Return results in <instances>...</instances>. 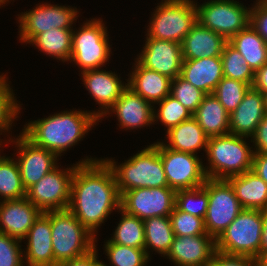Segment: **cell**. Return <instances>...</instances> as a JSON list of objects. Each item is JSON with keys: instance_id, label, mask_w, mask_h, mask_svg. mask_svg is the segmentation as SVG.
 I'll return each mask as SVG.
<instances>
[{"instance_id": "29", "label": "cell", "mask_w": 267, "mask_h": 266, "mask_svg": "<svg viewBox=\"0 0 267 266\" xmlns=\"http://www.w3.org/2000/svg\"><path fill=\"white\" fill-rule=\"evenodd\" d=\"M228 43L240 52L254 72L267 63V44L250 24Z\"/></svg>"}, {"instance_id": "44", "label": "cell", "mask_w": 267, "mask_h": 266, "mask_svg": "<svg viewBox=\"0 0 267 266\" xmlns=\"http://www.w3.org/2000/svg\"><path fill=\"white\" fill-rule=\"evenodd\" d=\"M250 25L267 44V7L259 1L250 9Z\"/></svg>"}, {"instance_id": "3", "label": "cell", "mask_w": 267, "mask_h": 266, "mask_svg": "<svg viewBox=\"0 0 267 266\" xmlns=\"http://www.w3.org/2000/svg\"><path fill=\"white\" fill-rule=\"evenodd\" d=\"M235 134L212 136L207 141V158L210 166L204 167L207 178L227 180L252 169L254 151Z\"/></svg>"}, {"instance_id": "6", "label": "cell", "mask_w": 267, "mask_h": 266, "mask_svg": "<svg viewBox=\"0 0 267 266\" xmlns=\"http://www.w3.org/2000/svg\"><path fill=\"white\" fill-rule=\"evenodd\" d=\"M263 223V211L243 209L215 240L216 250L256 260L261 254Z\"/></svg>"}, {"instance_id": "24", "label": "cell", "mask_w": 267, "mask_h": 266, "mask_svg": "<svg viewBox=\"0 0 267 266\" xmlns=\"http://www.w3.org/2000/svg\"><path fill=\"white\" fill-rule=\"evenodd\" d=\"M180 76L205 94H213L224 77L221 56L183 60Z\"/></svg>"}, {"instance_id": "52", "label": "cell", "mask_w": 267, "mask_h": 266, "mask_svg": "<svg viewBox=\"0 0 267 266\" xmlns=\"http://www.w3.org/2000/svg\"><path fill=\"white\" fill-rule=\"evenodd\" d=\"M264 99H265V110L267 114V93L264 94Z\"/></svg>"}, {"instance_id": "47", "label": "cell", "mask_w": 267, "mask_h": 266, "mask_svg": "<svg viewBox=\"0 0 267 266\" xmlns=\"http://www.w3.org/2000/svg\"><path fill=\"white\" fill-rule=\"evenodd\" d=\"M252 87L260 91L263 95L267 93V63L255 72Z\"/></svg>"}, {"instance_id": "8", "label": "cell", "mask_w": 267, "mask_h": 266, "mask_svg": "<svg viewBox=\"0 0 267 266\" xmlns=\"http://www.w3.org/2000/svg\"><path fill=\"white\" fill-rule=\"evenodd\" d=\"M101 19L85 22L72 33V52L70 60L74 61L81 72L89 69H100L110 56V45L107 29Z\"/></svg>"}, {"instance_id": "42", "label": "cell", "mask_w": 267, "mask_h": 266, "mask_svg": "<svg viewBox=\"0 0 267 266\" xmlns=\"http://www.w3.org/2000/svg\"><path fill=\"white\" fill-rule=\"evenodd\" d=\"M21 241L0 232V266H24Z\"/></svg>"}, {"instance_id": "26", "label": "cell", "mask_w": 267, "mask_h": 266, "mask_svg": "<svg viewBox=\"0 0 267 266\" xmlns=\"http://www.w3.org/2000/svg\"><path fill=\"white\" fill-rule=\"evenodd\" d=\"M227 181L244 209H267V183L252 170L229 177Z\"/></svg>"}, {"instance_id": "20", "label": "cell", "mask_w": 267, "mask_h": 266, "mask_svg": "<svg viewBox=\"0 0 267 266\" xmlns=\"http://www.w3.org/2000/svg\"><path fill=\"white\" fill-rule=\"evenodd\" d=\"M265 115L264 95L250 87L241 103L229 114L230 133L247 138L251 137Z\"/></svg>"}, {"instance_id": "46", "label": "cell", "mask_w": 267, "mask_h": 266, "mask_svg": "<svg viewBox=\"0 0 267 266\" xmlns=\"http://www.w3.org/2000/svg\"><path fill=\"white\" fill-rule=\"evenodd\" d=\"M251 170L267 183V154L254 153Z\"/></svg>"}, {"instance_id": "45", "label": "cell", "mask_w": 267, "mask_h": 266, "mask_svg": "<svg viewBox=\"0 0 267 266\" xmlns=\"http://www.w3.org/2000/svg\"><path fill=\"white\" fill-rule=\"evenodd\" d=\"M251 138L256 148L254 153L267 154V114L262 118Z\"/></svg>"}, {"instance_id": "1", "label": "cell", "mask_w": 267, "mask_h": 266, "mask_svg": "<svg viewBox=\"0 0 267 266\" xmlns=\"http://www.w3.org/2000/svg\"><path fill=\"white\" fill-rule=\"evenodd\" d=\"M68 209L94 236L111 211L121 209L114 173L105 159L87 158L77 163Z\"/></svg>"}, {"instance_id": "4", "label": "cell", "mask_w": 267, "mask_h": 266, "mask_svg": "<svg viewBox=\"0 0 267 266\" xmlns=\"http://www.w3.org/2000/svg\"><path fill=\"white\" fill-rule=\"evenodd\" d=\"M105 161L114 173L120 195L137 188L169 187L159 150L154 144L119 166L110 159Z\"/></svg>"}, {"instance_id": "23", "label": "cell", "mask_w": 267, "mask_h": 266, "mask_svg": "<svg viewBox=\"0 0 267 266\" xmlns=\"http://www.w3.org/2000/svg\"><path fill=\"white\" fill-rule=\"evenodd\" d=\"M227 42L222 35L197 21L181 43L183 60L221 56Z\"/></svg>"}, {"instance_id": "5", "label": "cell", "mask_w": 267, "mask_h": 266, "mask_svg": "<svg viewBox=\"0 0 267 266\" xmlns=\"http://www.w3.org/2000/svg\"><path fill=\"white\" fill-rule=\"evenodd\" d=\"M95 239L69 209L51 211V242L57 264L88 254L97 246Z\"/></svg>"}, {"instance_id": "37", "label": "cell", "mask_w": 267, "mask_h": 266, "mask_svg": "<svg viewBox=\"0 0 267 266\" xmlns=\"http://www.w3.org/2000/svg\"><path fill=\"white\" fill-rule=\"evenodd\" d=\"M251 86L247 83L223 77L217 84L213 94L231 114L243 100L245 93Z\"/></svg>"}, {"instance_id": "48", "label": "cell", "mask_w": 267, "mask_h": 266, "mask_svg": "<svg viewBox=\"0 0 267 266\" xmlns=\"http://www.w3.org/2000/svg\"><path fill=\"white\" fill-rule=\"evenodd\" d=\"M57 266H89V253L79 258L61 262Z\"/></svg>"}, {"instance_id": "16", "label": "cell", "mask_w": 267, "mask_h": 266, "mask_svg": "<svg viewBox=\"0 0 267 266\" xmlns=\"http://www.w3.org/2000/svg\"><path fill=\"white\" fill-rule=\"evenodd\" d=\"M143 48L137 58L143 67L171 79L181 74L183 62L181 43L147 37Z\"/></svg>"}, {"instance_id": "33", "label": "cell", "mask_w": 267, "mask_h": 266, "mask_svg": "<svg viewBox=\"0 0 267 266\" xmlns=\"http://www.w3.org/2000/svg\"><path fill=\"white\" fill-rule=\"evenodd\" d=\"M122 214L112 239V243L129 246L133 248H144L145 232L143 220L127 214L124 210H119Z\"/></svg>"}, {"instance_id": "31", "label": "cell", "mask_w": 267, "mask_h": 266, "mask_svg": "<svg viewBox=\"0 0 267 266\" xmlns=\"http://www.w3.org/2000/svg\"><path fill=\"white\" fill-rule=\"evenodd\" d=\"M145 232L144 249L149 256L148 249L164 256L167 255L174 239L170 216L152 217L143 221Z\"/></svg>"}, {"instance_id": "27", "label": "cell", "mask_w": 267, "mask_h": 266, "mask_svg": "<svg viewBox=\"0 0 267 266\" xmlns=\"http://www.w3.org/2000/svg\"><path fill=\"white\" fill-rule=\"evenodd\" d=\"M167 138L169 144L163 143L165 147L196 155V151L200 148L205 149V151L207 150L209 137L204 133L196 119L192 116L169 129L167 131Z\"/></svg>"}, {"instance_id": "9", "label": "cell", "mask_w": 267, "mask_h": 266, "mask_svg": "<svg viewBox=\"0 0 267 266\" xmlns=\"http://www.w3.org/2000/svg\"><path fill=\"white\" fill-rule=\"evenodd\" d=\"M203 186L208 191L205 230L216 240L244 208L227 180L208 178Z\"/></svg>"}, {"instance_id": "18", "label": "cell", "mask_w": 267, "mask_h": 266, "mask_svg": "<svg viewBox=\"0 0 267 266\" xmlns=\"http://www.w3.org/2000/svg\"><path fill=\"white\" fill-rule=\"evenodd\" d=\"M42 211L27 197L0 202V232L24 240Z\"/></svg>"}, {"instance_id": "38", "label": "cell", "mask_w": 267, "mask_h": 266, "mask_svg": "<svg viewBox=\"0 0 267 266\" xmlns=\"http://www.w3.org/2000/svg\"><path fill=\"white\" fill-rule=\"evenodd\" d=\"M156 104H159V109L157 113L154 109V122L156 121V118L158 120L160 119V121L167 127V131L193 116L189 109L184 107L171 95H168Z\"/></svg>"}, {"instance_id": "21", "label": "cell", "mask_w": 267, "mask_h": 266, "mask_svg": "<svg viewBox=\"0 0 267 266\" xmlns=\"http://www.w3.org/2000/svg\"><path fill=\"white\" fill-rule=\"evenodd\" d=\"M81 74L91 96L101 105V108L104 107V110L95 112V115L101 119L128 87V84L124 85L115 73L106 70L89 69Z\"/></svg>"}, {"instance_id": "19", "label": "cell", "mask_w": 267, "mask_h": 266, "mask_svg": "<svg viewBox=\"0 0 267 266\" xmlns=\"http://www.w3.org/2000/svg\"><path fill=\"white\" fill-rule=\"evenodd\" d=\"M24 259L28 266H57L51 242V211L42 212L29 229ZM26 254V255H25Z\"/></svg>"}, {"instance_id": "30", "label": "cell", "mask_w": 267, "mask_h": 266, "mask_svg": "<svg viewBox=\"0 0 267 266\" xmlns=\"http://www.w3.org/2000/svg\"><path fill=\"white\" fill-rule=\"evenodd\" d=\"M73 29L51 28L37 34L29 43L41 52L62 61H70Z\"/></svg>"}, {"instance_id": "10", "label": "cell", "mask_w": 267, "mask_h": 266, "mask_svg": "<svg viewBox=\"0 0 267 266\" xmlns=\"http://www.w3.org/2000/svg\"><path fill=\"white\" fill-rule=\"evenodd\" d=\"M196 9L197 21L227 41L250 24V8L234 0H210Z\"/></svg>"}, {"instance_id": "22", "label": "cell", "mask_w": 267, "mask_h": 266, "mask_svg": "<svg viewBox=\"0 0 267 266\" xmlns=\"http://www.w3.org/2000/svg\"><path fill=\"white\" fill-rule=\"evenodd\" d=\"M108 109L116 114L122 128L134 129L154 123V108L131 88L127 87L115 103Z\"/></svg>"}, {"instance_id": "43", "label": "cell", "mask_w": 267, "mask_h": 266, "mask_svg": "<svg viewBox=\"0 0 267 266\" xmlns=\"http://www.w3.org/2000/svg\"><path fill=\"white\" fill-rule=\"evenodd\" d=\"M208 266H256V262L250 256L227 254L216 250Z\"/></svg>"}, {"instance_id": "13", "label": "cell", "mask_w": 267, "mask_h": 266, "mask_svg": "<svg viewBox=\"0 0 267 266\" xmlns=\"http://www.w3.org/2000/svg\"><path fill=\"white\" fill-rule=\"evenodd\" d=\"M176 191L170 187L137 188L121 195V209L141 220L170 216L175 208Z\"/></svg>"}, {"instance_id": "2", "label": "cell", "mask_w": 267, "mask_h": 266, "mask_svg": "<svg viewBox=\"0 0 267 266\" xmlns=\"http://www.w3.org/2000/svg\"><path fill=\"white\" fill-rule=\"evenodd\" d=\"M99 120L95 111H63L26 124L22 133L34 144L59 156L80 141Z\"/></svg>"}, {"instance_id": "54", "label": "cell", "mask_w": 267, "mask_h": 266, "mask_svg": "<svg viewBox=\"0 0 267 266\" xmlns=\"http://www.w3.org/2000/svg\"><path fill=\"white\" fill-rule=\"evenodd\" d=\"M7 1L9 2V0H0V3L3 5L5 3H7Z\"/></svg>"}, {"instance_id": "28", "label": "cell", "mask_w": 267, "mask_h": 266, "mask_svg": "<svg viewBox=\"0 0 267 266\" xmlns=\"http://www.w3.org/2000/svg\"><path fill=\"white\" fill-rule=\"evenodd\" d=\"M193 117L208 137L230 133L229 113L214 94H206L203 97Z\"/></svg>"}, {"instance_id": "17", "label": "cell", "mask_w": 267, "mask_h": 266, "mask_svg": "<svg viewBox=\"0 0 267 266\" xmlns=\"http://www.w3.org/2000/svg\"><path fill=\"white\" fill-rule=\"evenodd\" d=\"M216 251L210 235L174 236L167 257L178 266H208Z\"/></svg>"}, {"instance_id": "15", "label": "cell", "mask_w": 267, "mask_h": 266, "mask_svg": "<svg viewBox=\"0 0 267 266\" xmlns=\"http://www.w3.org/2000/svg\"><path fill=\"white\" fill-rule=\"evenodd\" d=\"M15 144L18 148V164L22 183L26 191L43 176L56 168L57 155L44 147L38 146L21 133Z\"/></svg>"}, {"instance_id": "11", "label": "cell", "mask_w": 267, "mask_h": 266, "mask_svg": "<svg viewBox=\"0 0 267 266\" xmlns=\"http://www.w3.org/2000/svg\"><path fill=\"white\" fill-rule=\"evenodd\" d=\"M160 153L168 186L174 191L202 186L208 179L197 155L169 149L154 143Z\"/></svg>"}, {"instance_id": "32", "label": "cell", "mask_w": 267, "mask_h": 266, "mask_svg": "<svg viewBox=\"0 0 267 266\" xmlns=\"http://www.w3.org/2000/svg\"><path fill=\"white\" fill-rule=\"evenodd\" d=\"M26 194L16 160L0 156V195L3 201L21 199Z\"/></svg>"}, {"instance_id": "39", "label": "cell", "mask_w": 267, "mask_h": 266, "mask_svg": "<svg viewBox=\"0 0 267 266\" xmlns=\"http://www.w3.org/2000/svg\"><path fill=\"white\" fill-rule=\"evenodd\" d=\"M170 219L175 236L208 235L203 218L183 212L176 206L170 214Z\"/></svg>"}, {"instance_id": "14", "label": "cell", "mask_w": 267, "mask_h": 266, "mask_svg": "<svg viewBox=\"0 0 267 266\" xmlns=\"http://www.w3.org/2000/svg\"><path fill=\"white\" fill-rule=\"evenodd\" d=\"M76 8L65 6L40 4L35 9L22 13L19 18L20 40L29 43L37 34L51 28L71 29L77 20Z\"/></svg>"}, {"instance_id": "41", "label": "cell", "mask_w": 267, "mask_h": 266, "mask_svg": "<svg viewBox=\"0 0 267 266\" xmlns=\"http://www.w3.org/2000/svg\"><path fill=\"white\" fill-rule=\"evenodd\" d=\"M5 76L0 75V132L8 131L20 112V105L15 101Z\"/></svg>"}, {"instance_id": "49", "label": "cell", "mask_w": 267, "mask_h": 266, "mask_svg": "<svg viewBox=\"0 0 267 266\" xmlns=\"http://www.w3.org/2000/svg\"><path fill=\"white\" fill-rule=\"evenodd\" d=\"M263 231L261 239V253L267 251V209L263 211Z\"/></svg>"}, {"instance_id": "50", "label": "cell", "mask_w": 267, "mask_h": 266, "mask_svg": "<svg viewBox=\"0 0 267 266\" xmlns=\"http://www.w3.org/2000/svg\"><path fill=\"white\" fill-rule=\"evenodd\" d=\"M97 249L95 248L89 252V266H107L104 262L99 261L97 258Z\"/></svg>"}, {"instance_id": "12", "label": "cell", "mask_w": 267, "mask_h": 266, "mask_svg": "<svg viewBox=\"0 0 267 266\" xmlns=\"http://www.w3.org/2000/svg\"><path fill=\"white\" fill-rule=\"evenodd\" d=\"M75 166L66 171L54 168L27 190V199L42 212L68 209Z\"/></svg>"}, {"instance_id": "51", "label": "cell", "mask_w": 267, "mask_h": 266, "mask_svg": "<svg viewBox=\"0 0 267 266\" xmlns=\"http://www.w3.org/2000/svg\"><path fill=\"white\" fill-rule=\"evenodd\" d=\"M255 262L256 266H267V251L262 252Z\"/></svg>"}, {"instance_id": "40", "label": "cell", "mask_w": 267, "mask_h": 266, "mask_svg": "<svg viewBox=\"0 0 267 266\" xmlns=\"http://www.w3.org/2000/svg\"><path fill=\"white\" fill-rule=\"evenodd\" d=\"M170 95L193 114L206 94L179 75L171 80Z\"/></svg>"}, {"instance_id": "53", "label": "cell", "mask_w": 267, "mask_h": 266, "mask_svg": "<svg viewBox=\"0 0 267 266\" xmlns=\"http://www.w3.org/2000/svg\"><path fill=\"white\" fill-rule=\"evenodd\" d=\"M261 4L265 5L267 7V0H258Z\"/></svg>"}, {"instance_id": "34", "label": "cell", "mask_w": 267, "mask_h": 266, "mask_svg": "<svg viewBox=\"0 0 267 266\" xmlns=\"http://www.w3.org/2000/svg\"><path fill=\"white\" fill-rule=\"evenodd\" d=\"M221 60L224 77L247 83L252 87L255 72L247 64L240 52L228 42L224 45Z\"/></svg>"}, {"instance_id": "25", "label": "cell", "mask_w": 267, "mask_h": 266, "mask_svg": "<svg viewBox=\"0 0 267 266\" xmlns=\"http://www.w3.org/2000/svg\"><path fill=\"white\" fill-rule=\"evenodd\" d=\"M130 74L128 87L149 103H158L170 95L171 78L143 67L138 61Z\"/></svg>"}, {"instance_id": "35", "label": "cell", "mask_w": 267, "mask_h": 266, "mask_svg": "<svg viewBox=\"0 0 267 266\" xmlns=\"http://www.w3.org/2000/svg\"><path fill=\"white\" fill-rule=\"evenodd\" d=\"M175 206L186 213L205 218L208 207V191L204 186L176 191Z\"/></svg>"}, {"instance_id": "36", "label": "cell", "mask_w": 267, "mask_h": 266, "mask_svg": "<svg viewBox=\"0 0 267 266\" xmlns=\"http://www.w3.org/2000/svg\"><path fill=\"white\" fill-rule=\"evenodd\" d=\"M105 251L112 266H145L148 262V255L144 248H133L105 242Z\"/></svg>"}, {"instance_id": "7", "label": "cell", "mask_w": 267, "mask_h": 266, "mask_svg": "<svg viewBox=\"0 0 267 266\" xmlns=\"http://www.w3.org/2000/svg\"><path fill=\"white\" fill-rule=\"evenodd\" d=\"M161 2L151 18L147 37L182 43L197 22L195 2L191 0Z\"/></svg>"}]
</instances>
